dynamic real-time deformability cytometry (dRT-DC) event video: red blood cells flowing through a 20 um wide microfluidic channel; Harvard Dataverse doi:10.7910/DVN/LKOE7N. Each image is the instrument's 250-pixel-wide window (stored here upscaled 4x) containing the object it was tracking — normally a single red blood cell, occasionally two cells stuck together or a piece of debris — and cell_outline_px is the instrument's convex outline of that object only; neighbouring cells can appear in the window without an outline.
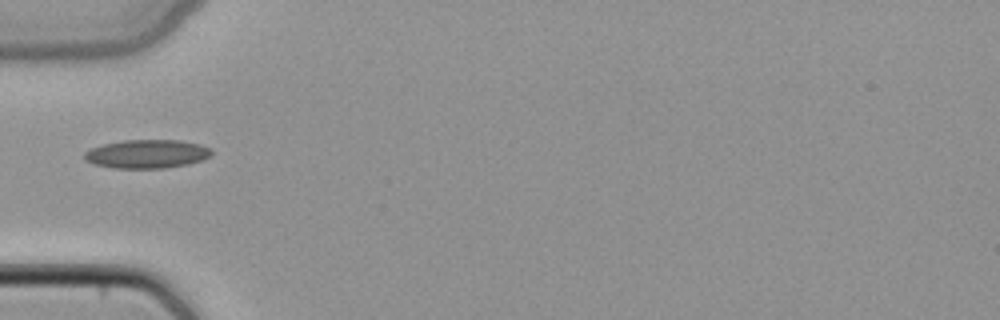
{"species": "common noctule bat (a hibernating species)", "species_latin": "Nyctalus noctula", "temperature_condition": "cold", "stored_images_in_passage": 33, "camera_frame_rate_fps": 3000, "um_per_image_px": 0.085, "animal": {"sex": "female", "body_mass_g": 22.7, "forearm_length_mm": 54.2}, "frame": {"image": 1, "passage_image": 1, "time_ms": 0.0, "image_size_px": [1000, 320], "cell_outline_px": [[212, 156], [204, 160], [188, 164], [164, 168], [112, 168], [92, 164], [84, 160], [84, 152], [92, 148], [104, 144], [124, 140], [180, 140], [200, 144], [212, 148]], "centroid_in_image_um": [12.52, 13.09], "position_along_channel_um": 72.5, "area_um2": 21.44}}
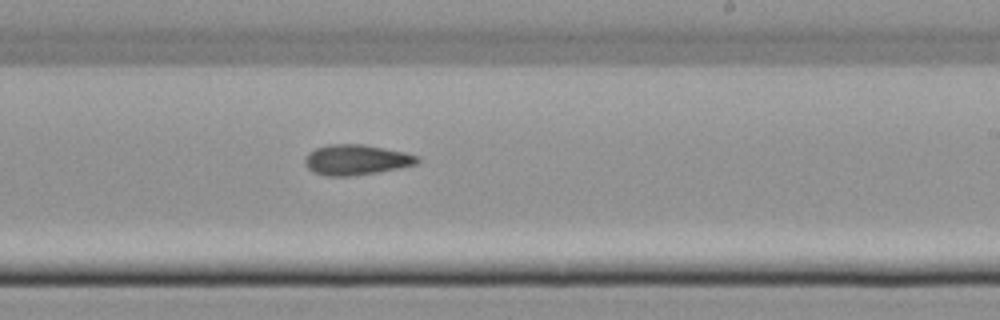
{"frame": {"image": 2, "passage_image": 14, "time_ms": 4.333, "image_size_px": [1000, 320], "cell_outline_px": [[420, 160], [416, 164], [400, 168], [376, 172], [348, 176], [328, 176], [312, 172], [304, 164], [304, 156], [308, 152], [316, 148], [328, 144], [364, 144], [404, 152], [420, 156]], "centroid_in_image_um": [30.25, 13.57], "position_along_channel_um": 258.7, "area_um2": 20.0}}
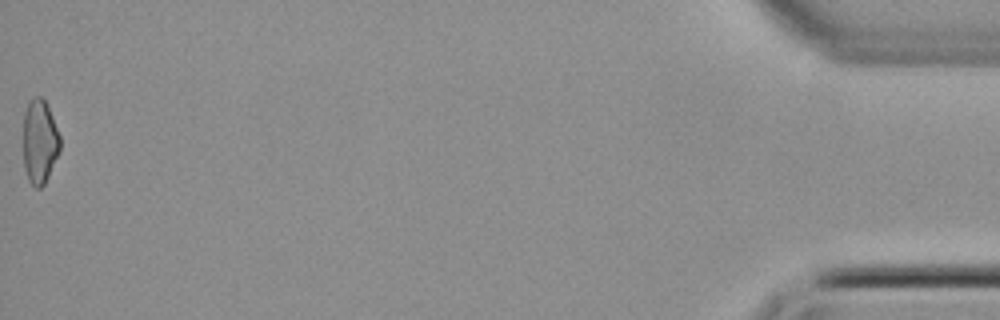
{"frame": {"image": 3, "passage_image": 33, "time_ms": 10.667, "image_size_px": [1000, 320], "cell_outline_px": [[60, 152], [44, 184], [40, 188], [36, 188], [28, 180], [24, 168], [24, 112], [28, 100], [36, 96], [40, 96], [44, 100], [52, 116], [60, 136]], "centroid_in_image_um": [3.37, 12.04], "position_along_channel_um": 431.8, "area_um2": 18.03}}